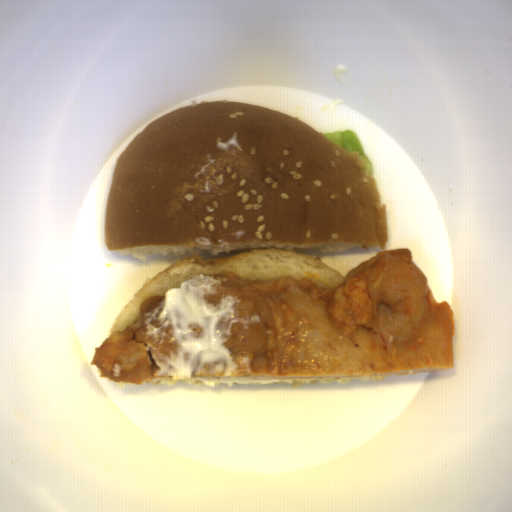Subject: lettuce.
<instances>
[{
  "instance_id": "obj_1",
  "label": "lettuce",
  "mask_w": 512,
  "mask_h": 512,
  "mask_svg": "<svg viewBox=\"0 0 512 512\" xmlns=\"http://www.w3.org/2000/svg\"><path fill=\"white\" fill-rule=\"evenodd\" d=\"M322 135L340 148L350 152H358L364 161L366 171L374 176V165L367 155L361 140L354 131L346 129L345 131L322 133Z\"/></svg>"
}]
</instances>
